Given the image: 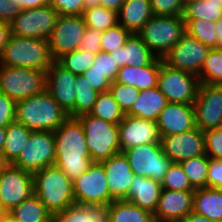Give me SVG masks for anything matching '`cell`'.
Wrapping results in <instances>:
<instances>
[{"instance_id": "6da1fadb", "label": "cell", "mask_w": 222, "mask_h": 222, "mask_svg": "<svg viewBox=\"0 0 222 222\" xmlns=\"http://www.w3.org/2000/svg\"><path fill=\"white\" fill-rule=\"evenodd\" d=\"M55 163L73 182L93 163L88 151L82 124L76 117H68L53 132Z\"/></svg>"}, {"instance_id": "7a4b0ae2", "label": "cell", "mask_w": 222, "mask_h": 222, "mask_svg": "<svg viewBox=\"0 0 222 222\" xmlns=\"http://www.w3.org/2000/svg\"><path fill=\"white\" fill-rule=\"evenodd\" d=\"M67 118L66 112L47 90L16 101L15 121L23 124L32 132H54Z\"/></svg>"}, {"instance_id": "3957f363", "label": "cell", "mask_w": 222, "mask_h": 222, "mask_svg": "<svg viewBox=\"0 0 222 222\" xmlns=\"http://www.w3.org/2000/svg\"><path fill=\"white\" fill-rule=\"evenodd\" d=\"M34 194L52 213L75 204L72 181L56 165L33 173Z\"/></svg>"}, {"instance_id": "277c9868", "label": "cell", "mask_w": 222, "mask_h": 222, "mask_svg": "<svg viewBox=\"0 0 222 222\" xmlns=\"http://www.w3.org/2000/svg\"><path fill=\"white\" fill-rule=\"evenodd\" d=\"M55 60L48 40L11 35L3 53L0 65L47 70Z\"/></svg>"}, {"instance_id": "5b68a950", "label": "cell", "mask_w": 222, "mask_h": 222, "mask_svg": "<svg viewBox=\"0 0 222 222\" xmlns=\"http://www.w3.org/2000/svg\"><path fill=\"white\" fill-rule=\"evenodd\" d=\"M82 124L92 162H103L120 153L118 125L96 118L89 113L76 117Z\"/></svg>"}, {"instance_id": "8992f818", "label": "cell", "mask_w": 222, "mask_h": 222, "mask_svg": "<svg viewBox=\"0 0 222 222\" xmlns=\"http://www.w3.org/2000/svg\"><path fill=\"white\" fill-rule=\"evenodd\" d=\"M185 33L183 16L153 15L138 35L157 57L163 58Z\"/></svg>"}, {"instance_id": "52a82bcc", "label": "cell", "mask_w": 222, "mask_h": 222, "mask_svg": "<svg viewBox=\"0 0 222 222\" xmlns=\"http://www.w3.org/2000/svg\"><path fill=\"white\" fill-rule=\"evenodd\" d=\"M46 90V70L0 65V93L14 101Z\"/></svg>"}, {"instance_id": "ba28073f", "label": "cell", "mask_w": 222, "mask_h": 222, "mask_svg": "<svg viewBox=\"0 0 222 222\" xmlns=\"http://www.w3.org/2000/svg\"><path fill=\"white\" fill-rule=\"evenodd\" d=\"M102 163L93 162L87 171L72 182L75 204L108 206L111 197Z\"/></svg>"}, {"instance_id": "9c48e42d", "label": "cell", "mask_w": 222, "mask_h": 222, "mask_svg": "<svg viewBox=\"0 0 222 222\" xmlns=\"http://www.w3.org/2000/svg\"><path fill=\"white\" fill-rule=\"evenodd\" d=\"M200 84L197 75L170 68L161 58L157 87L169 103L193 104Z\"/></svg>"}, {"instance_id": "30bf717a", "label": "cell", "mask_w": 222, "mask_h": 222, "mask_svg": "<svg viewBox=\"0 0 222 222\" xmlns=\"http://www.w3.org/2000/svg\"><path fill=\"white\" fill-rule=\"evenodd\" d=\"M134 175L162 182L172 161L162 150L161 143L142 144L123 151Z\"/></svg>"}, {"instance_id": "8fae6325", "label": "cell", "mask_w": 222, "mask_h": 222, "mask_svg": "<svg viewBox=\"0 0 222 222\" xmlns=\"http://www.w3.org/2000/svg\"><path fill=\"white\" fill-rule=\"evenodd\" d=\"M55 163V140L51 131L31 132L18 158L12 165L34 173Z\"/></svg>"}, {"instance_id": "7c38bea8", "label": "cell", "mask_w": 222, "mask_h": 222, "mask_svg": "<svg viewBox=\"0 0 222 222\" xmlns=\"http://www.w3.org/2000/svg\"><path fill=\"white\" fill-rule=\"evenodd\" d=\"M59 14L49 4L44 7L24 9L10 23L11 34L19 37L48 40Z\"/></svg>"}, {"instance_id": "4fadbf2b", "label": "cell", "mask_w": 222, "mask_h": 222, "mask_svg": "<svg viewBox=\"0 0 222 222\" xmlns=\"http://www.w3.org/2000/svg\"><path fill=\"white\" fill-rule=\"evenodd\" d=\"M34 194L33 173L12 164L0 167V203L10 211Z\"/></svg>"}, {"instance_id": "5bb4252c", "label": "cell", "mask_w": 222, "mask_h": 222, "mask_svg": "<svg viewBox=\"0 0 222 222\" xmlns=\"http://www.w3.org/2000/svg\"><path fill=\"white\" fill-rule=\"evenodd\" d=\"M210 49L188 33L168 51L162 58L170 68L193 73L198 76Z\"/></svg>"}, {"instance_id": "9a60e30c", "label": "cell", "mask_w": 222, "mask_h": 222, "mask_svg": "<svg viewBox=\"0 0 222 222\" xmlns=\"http://www.w3.org/2000/svg\"><path fill=\"white\" fill-rule=\"evenodd\" d=\"M86 29L82 15H59L48 39L53 59L57 61L64 54L77 50Z\"/></svg>"}, {"instance_id": "2e32d148", "label": "cell", "mask_w": 222, "mask_h": 222, "mask_svg": "<svg viewBox=\"0 0 222 222\" xmlns=\"http://www.w3.org/2000/svg\"><path fill=\"white\" fill-rule=\"evenodd\" d=\"M193 107L201 131L222 127V85L201 83Z\"/></svg>"}, {"instance_id": "e0dca14e", "label": "cell", "mask_w": 222, "mask_h": 222, "mask_svg": "<svg viewBox=\"0 0 222 222\" xmlns=\"http://www.w3.org/2000/svg\"><path fill=\"white\" fill-rule=\"evenodd\" d=\"M76 79L77 75L66 70L57 61L46 70V90L68 117H74Z\"/></svg>"}, {"instance_id": "ac0fdd59", "label": "cell", "mask_w": 222, "mask_h": 222, "mask_svg": "<svg viewBox=\"0 0 222 222\" xmlns=\"http://www.w3.org/2000/svg\"><path fill=\"white\" fill-rule=\"evenodd\" d=\"M160 143L164 154L172 163L206 154L204 131L198 127L184 133L161 137Z\"/></svg>"}, {"instance_id": "d6986e66", "label": "cell", "mask_w": 222, "mask_h": 222, "mask_svg": "<svg viewBox=\"0 0 222 222\" xmlns=\"http://www.w3.org/2000/svg\"><path fill=\"white\" fill-rule=\"evenodd\" d=\"M120 150L150 143H160L161 137L155 121L125 115L118 124Z\"/></svg>"}, {"instance_id": "ffe728a7", "label": "cell", "mask_w": 222, "mask_h": 222, "mask_svg": "<svg viewBox=\"0 0 222 222\" xmlns=\"http://www.w3.org/2000/svg\"><path fill=\"white\" fill-rule=\"evenodd\" d=\"M194 191H179L162 188L156 210L155 222H180L193 212Z\"/></svg>"}, {"instance_id": "44dd1931", "label": "cell", "mask_w": 222, "mask_h": 222, "mask_svg": "<svg viewBox=\"0 0 222 222\" xmlns=\"http://www.w3.org/2000/svg\"><path fill=\"white\" fill-rule=\"evenodd\" d=\"M156 124L160 137L194 129L196 126L193 104L168 103L158 115Z\"/></svg>"}, {"instance_id": "7402d4cb", "label": "cell", "mask_w": 222, "mask_h": 222, "mask_svg": "<svg viewBox=\"0 0 222 222\" xmlns=\"http://www.w3.org/2000/svg\"><path fill=\"white\" fill-rule=\"evenodd\" d=\"M101 163L104 166L111 197L114 200L126 199L134 177L127 157L120 152Z\"/></svg>"}, {"instance_id": "603a6c76", "label": "cell", "mask_w": 222, "mask_h": 222, "mask_svg": "<svg viewBox=\"0 0 222 222\" xmlns=\"http://www.w3.org/2000/svg\"><path fill=\"white\" fill-rule=\"evenodd\" d=\"M116 65L143 67L151 64L157 56L147 47L138 34H131L124 46L110 52Z\"/></svg>"}, {"instance_id": "cb8c5ba5", "label": "cell", "mask_w": 222, "mask_h": 222, "mask_svg": "<svg viewBox=\"0 0 222 222\" xmlns=\"http://www.w3.org/2000/svg\"><path fill=\"white\" fill-rule=\"evenodd\" d=\"M161 191L162 185L160 182L150 177L134 175L125 200L154 214Z\"/></svg>"}, {"instance_id": "d4e9b609", "label": "cell", "mask_w": 222, "mask_h": 222, "mask_svg": "<svg viewBox=\"0 0 222 222\" xmlns=\"http://www.w3.org/2000/svg\"><path fill=\"white\" fill-rule=\"evenodd\" d=\"M160 66L159 57L143 67L122 66L118 70L115 82L135 87L139 91L157 87Z\"/></svg>"}, {"instance_id": "484cf974", "label": "cell", "mask_w": 222, "mask_h": 222, "mask_svg": "<svg viewBox=\"0 0 222 222\" xmlns=\"http://www.w3.org/2000/svg\"><path fill=\"white\" fill-rule=\"evenodd\" d=\"M152 16L150 0H125L118 12V24L138 34Z\"/></svg>"}, {"instance_id": "4316f807", "label": "cell", "mask_w": 222, "mask_h": 222, "mask_svg": "<svg viewBox=\"0 0 222 222\" xmlns=\"http://www.w3.org/2000/svg\"><path fill=\"white\" fill-rule=\"evenodd\" d=\"M169 102L158 87L141 90L131 109L125 114L155 121Z\"/></svg>"}, {"instance_id": "83f0119b", "label": "cell", "mask_w": 222, "mask_h": 222, "mask_svg": "<svg viewBox=\"0 0 222 222\" xmlns=\"http://www.w3.org/2000/svg\"><path fill=\"white\" fill-rule=\"evenodd\" d=\"M193 212L213 221L222 222V189L210 187L195 189Z\"/></svg>"}, {"instance_id": "f1b7e54d", "label": "cell", "mask_w": 222, "mask_h": 222, "mask_svg": "<svg viewBox=\"0 0 222 222\" xmlns=\"http://www.w3.org/2000/svg\"><path fill=\"white\" fill-rule=\"evenodd\" d=\"M51 222H108V206L73 204L52 214Z\"/></svg>"}, {"instance_id": "f546056e", "label": "cell", "mask_w": 222, "mask_h": 222, "mask_svg": "<svg viewBox=\"0 0 222 222\" xmlns=\"http://www.w3.org/2000/svg\"><path fill=\"white\" fill-rule=\"evenodd\" d=\"M31 130L16 121L6 127V138L0 158L3 164H12L27 143Z\"/></svg>"}, {"instance_id": "4dcf8cb0", "label": "cell", "mask_w": 222, "mask_h": 222, "mask_svg": "<svg viewBox=\"0 0 222 222\" xmlns=\"http://www.w3.org/2000/svg\"><path fill=\"white\" fill-rule=\"evenodd\" d=\"M108 222H155L154 215L127 200L108 205Z\"/></svg>"}, {"instance_id": "1f68e13d", "label": "cell", "mask_w": 222, "mask_h": 222, "mask_svg": "<svg viewBox=\"0 0 222 222\" xmlns=\"http://www.w3.org/2000/svg\"><path fill=\"white\" fill-rule=\"evenodd\" d=\"M8 214L18 222H51L52 215L35 194L13 207Z\"/></svg>"}, {"instance_id": "d6a6232c", "label": "cell", "mask_w": 222, "mask_h": 222, "mask_svg": "<svg viewBox=\"0 0 222 222\" xmlns=\"http://www.w3.org/2000/svg\"><path fill=\"white\" fill-rule=\"evenodd\" d=\"M89 114L116 125H118L125 116L109 90L98 94Z\"/></svg>"}, {"instance_id": "836d02e7", "label": "cell", "mask_w": 222, "mask_h": 222, "mask_svg": "<svg viewBox=\"0 0 222 222\" xmlns=\"http://www.w3.org/2000/svg\"><path fill=\"white\" fill-rule=\"evenodd\" d=\"M216 22L222 18V0H197L184 6L183 19Z\"/></svg>"}, {"instance_id": "e575fe53", "label": "cell", "mask_w": 222, "mask_h": 222, "mask_svg": "<svg viewBox=\"0 0 222 222\" xmlns=\"http://www.w3.org/2000/svg\"><path fill=\"white\" fill-rule=\"evenodd\" d=\"M180 164L194 189L206 187L209 168V157L206 154L183 160Z\"/></svg>"}, {"instance_id": "d590c367", "label": "cell", "mask_w": 222, "mask_h": 222, "mask_svg": "<svg viewBox=\"0 0 222 222\" xmlns=\"http://www.w3.org/2000/svg\"><path fill=\"white\" fill-rule=\"evenodd\" d=\"M184 21L186 23V33L205 44L210 50L217 49L215 22L198 18L184 19Z\"/></svg>"}, {"instance_id": "8d00e7d4", "label": "cell", "mask_w": 222, "mask_h": 222, "mask_svg": "<svg viewBox=\"0 0 222 222\" xmlns=\"http://www.w3.org/2000/svg\"><path fill=\"white\" fill-rule=\"evenodd\" d=\"M87 81L83 75L77 76L75 83L74 117L89 113L99 94Z\"/></svg>"}, {"instance_id": "74e56055", "label": "cell", "mask_w": 222, "mask_h": 222, "mask_svg": "<svg viewBox=\"0 0 222 222\" xmlns=\"http://www.w3.org/2000/svg\"><path fill=\"white\" fill-rule=\"evenodd\" d=\"M82 16L87 27L101 32L118 24V13L101 6L85 9Z\"/></svg>"}, {"instance_id": "f35d334b", "label": "cell", "mask_w": 222, "mask_h": 222, "mask_svg": "<svg viewBox=\"0 0 222 222\" xmlns=\"http://www.w3.org/2000/svg\"><path fill=\"white\" fill-rule=\"evenodd\" d=\"M198 77L200 83L222 85V49L208 52Z\"/></svg>"}, {"instance_id": "ab89813d", "label": "cell", "mask_w": 222, "mask_h": 222, "mask_svg": "<svg viewBox=\"0 0 222 222\" xmlns=\"http://www.w3.org/2000/svg\"><path fill=\"white\" fill-rule=\"evenodd\" d=\"M96 54L77 49L60 57L57 62L75 75H83L94 63Z\"/></svg>"}, {"instance_id": "60d3db41", "label": "cell", "mask_w": 222, "mask_h": 222, "mask_svg": "<svg viewBox=\"0 0 222 222\" xmlns=\"http://www.w3.org/2000/svg\"><path fill=\"white\" fill-rule=\"evenodd\" d=\"M162 188L179 191H194L180 163H172L165 173Z\"/></svg>"}, {"instance_id": "b9f144b4", "label": "cell", "mask_w": 222, "mask_h": 222, "mask_svg": "<svg viewBox=\"0 0 222 222\" xmlns=\"http://www.w3.org/2000/svg\"><path fill=\"white\" fill-rule=\"evenodd\" d=\"M132 33L126 30L120 24L102 32L101 51L110 53L118 48H121L126 43Z\"/></svg>"}, {"instance_id": "7bdbcfd3", "label": "cell", "mask_w": 222, "mask_h": 222, "mask_svg": "<svg viewBox=\"0 0 222 222\" xmlns=\"http://www.w3.org/2000/svg\"><path fill=\"white\" fill-rule=\"evenodd\" d=\"M109 91L119 104V107L124 114L131 109L133 103L137 100L140 93V91L135 87L115 81L110 84Z\"/></svg>"}, {"instance_id": "ee69618b", "label": "cell", "mask_w": 222, "mask_h": 222, "mask_svg": "<svg viewBox=\"0 0 222 222\" xmlns=\"http://www.w3.org/2000/svg\"><path fill=\"white\" fill-rule=\"evenodd\" d=\"M119 67L110 53L100 51L96 54L93 65L86 72L102 73L111 82L115 81Z\"/></svg>"}, {"instance_id": "f6af8a7d", "label": "cell", "mask_w": 222, "mask_h": 222, "mask_svg": "<svg viewBox=\"0 0 222 222\" xmlns=\"http://www.w3.org/2000/svg\"><path fill=\"white\" fill-rule=\"evenodd\" d=\"M204 142L206 155L222 160V127L205 130Z\"/></svg>"}, {"instance_id": "bcb514c9", "label": "cell", "mask_w": 222, "mask_h": 222, "mask_svg": "<svg viewBox=\"0 0 222 222\" xmlns=\"http://www.w3.org/2000/svg\"><path fill=\"white\" fill-rule=\"evenodd\" d=\"M153 15L183 16L184 5L181 0H150Z\"/></svg>"}, {"instance_id": "7dc6e473", "label": "cell", "mask_w": 222, "mask_h": 222, "mask_svg": "<svg viewBox=\"0 0 222 222\" xmlns=\"http://www.w3.org/2000/svg\"><path fill=\"white\" fill-rule=\"evenodd\" d=\"M101 38V31L87 27L78 49L97 54L101 51Z\"/></svg>"}, {"instance_id": "c3c4849f", "label": "cell", "mask_w": 222, "mask_h": 222, "mask_svg": "<svg viewBox=\"0 0 222 222\" xmlns=\"http://www.w3.org/2000/svg\"><path fill=\"white\" fill-rule=\"evenodd\" d=\"M49 4L59 15H82L84 11L83 0H49Z\"/></svg>"}, {"instance_id": "681fc988", "label": "cell", "mask_w": 222, "mask_h": 222, "mask_svg": "<svg viewBox=\"0 0 222 222\" xmlns=\"http://www.w3.org/2000/svg\"><path fill=\"white\" fill-rule=\"evenodd\" d=\"M16 101L0 93V127L15 121Z\"/></svg>"}, {"instance_id": "f907efd6", "label": "cell", "mask_w": 222, "mask_h": 222, "mask_svg": "<svg viewBox=\"0 0 222 222\" xmlns=\"http://www.w3.org/2000/svg\"><path fill=\"white\" fill-rule=\"evenodd\" d=\"M206 187L222 189V160L209 158Z\"/></svg>"}, {"instance_id": "816d5d0a", "label": "cell", "mask_w": 222, "mask_h": 222, "mask_svg": "<svg viewBox=\"0 0 222 222\" xmlns=\"http://www.w3.org/2000/svg\"><path fill=\"white\" fill-rule=\"evenodd\" d=\"M83 76L88 80L87 82L90 86L98 93L108 91L112 83L102 73L98 72H85Z\"/></svg>"}, {"instance_id": "f5cc1de1", "label": "cell", "mask_w": 222, "mask_h": 222, "mask_svg": "<svg viewBox=\"0 0 222 222\" xmlns=\"http://www.w3.org/2000/svg\"><path fill=\"white\" fill-rule=\"evenodd\" d=\"M14 0H0V21L11 23L21 12L13 2Z\"/></svg>"}, {"instance_id": "db71d44e", "label": "cell", "mask_w": 222, "mask_h": 222, "mask_svg": "<svg viewBox=\"0 0 222 222\" xmlns=\"http://www.w3.org/2000/svg\"><path fill=\"white\" fill-rule=\"evenodd\" d=\"M15 6L20 10L44 7L49 5V0H14Z\"/></svg>"}, {"instance_id": "11a10c76", "label": "cell", "mask_w": 222, "mask_h": 222, "mask_svg": "<svg viewBox=\"0 0 222 222\" xmlns=\"http://www.w3.org/2000/svg\"><path fill=\"white\" fill-rule=\"evenodd\" d=\"M11 35L10 24L0 21V56L3 53Z\"/></svg>"}, {"instance_id": "9f6ffc18", "label": "cell", "mask_w": 222, "mask_h": 222, "mask_svg": "<svg viewBox=\"0 0 222 222\" xmlns=\"http://www.w3.org/2000/svg\"><path fill=\"white\" fill-rule=\"evenodd\" d=\"M125 0H100V6L115 12H119Z\"/></svg>"}, {"instance_id": "6f0895ef", "label": "cell", "mask_w": 222, "mask_h": 222, "mask_svg": "<svg viewBox=\"0 0 222 222\" xmlns=\"http://www.w3.org/2000/svg\"><path fill=\"white\" fill-rule=\"evenodd\" d=\"M180 222H216V221H213L205 216H201L194 212H191Z\"/></svg>"}, {"instance_id": "680465c9", "label": "cell", "mask_w": 222, "mask_h": 222, "mask_svg": "<svg viewBox=\"0 0 222 222\" xmlns=\"http://www.w3.org/2000/svg\"><path fill=\"white\" fill-rule=\"evenodd\" d=\"M215 34L217 38V49H222V18L215 22Z\"/></svg>"}, {"instance_id": "91938a15", "label": "cell", "mask_w": 222, "mask_h": 222, "mask_svg": "<svg viewBox=\"0 0 222 222\" xmlns=\"http://www.w3.org/2000/svg\"><path fill=\"white\" fill-rule=\"evenodd\" d=\"M84 2V10L91 7L100 6V0H83Z\"/></svg>"}, {"instance_id": "94428289", "label": "cell", "mask_w": 222, "mask_h": 222, "mask_svg": "<svg viewBox=\"0 0 222 222\" xmlns=\"http://www.w3.org/2000/svg\"><path fill=\"white\" fill-rule=\"evenodd\" d=\"M6 138V127H0V155L3 150Z\"/></svg>"}, {"instance_id": "6125c7cd", "label": "cell", "mask_w": 222, "mask_h": 222, "mask_svg": "<svg viewBox=\"0 0 222 222\" xmlns=\"http://www.w3.org/2000/svg\"><path fill=\"white\" fill-rule=\"evenodd\" d=\"M8 214V211L0 203V221Z\"/></svg>"}, {"instance_id": "be15d7a7", "label": "cell", "mask_w": 222, "mask_h": 222, "mask_svg": "<svg viewBox=\"0 0 222 222\" xmlns=\"http://www.w3.org/2000/svg\"><path fill=\"white\" fill-rule=\"evenodd\" d=\"M0 222H18L12 216L7 214Z\"/></svg>"}, {"instance_id": "e7e4bbea", "label": "cell", "mask_w": 222, "mask_h": 222, "mask_svg": "<svg viewBox=\"0 0 222 222\" xmlns=\"http://www.w3.org/2000/svg\"><path fill=\"white\" fill-rule=\"evenodd\" d=\"M181 1H182L183 5L185 6V5L189 4L190 2H194L197 0H181Z\"/></svg>"}, {"instance_id": "03108f58", "label": "cell", "mask_w": 222, "mask_h": 222, "mask_svg": "<svg viewBox=\"0 0 222 222\" xmlns=\"http://www.w3.org/2000/svg\"><path fill=\"white\" fill-rule=\"evenodd\" d=\"M3 165L2 161H1V158H0V167Z\"/></svg>"}]
</instances>
